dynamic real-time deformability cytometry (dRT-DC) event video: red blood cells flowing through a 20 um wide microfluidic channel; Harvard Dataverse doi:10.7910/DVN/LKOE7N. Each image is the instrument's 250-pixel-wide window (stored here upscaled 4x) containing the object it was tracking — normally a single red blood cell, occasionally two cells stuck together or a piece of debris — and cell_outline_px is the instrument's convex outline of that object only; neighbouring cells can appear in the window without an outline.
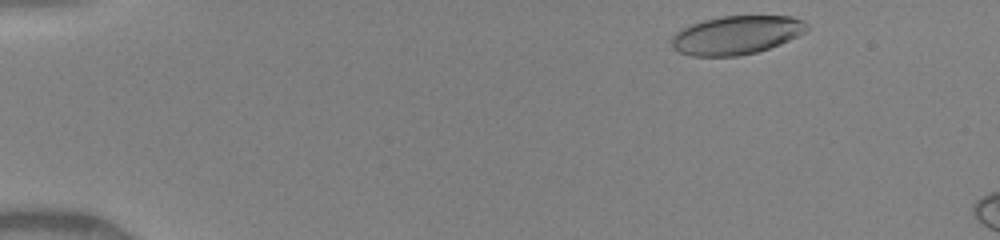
{"species": "human", "species_latin": "Homo sapiens", "temperature_condition": "warm", "stored_images_in_passage": 3, "camera_frame_rate_fps": 3000, "um_per_image_px": 0.085, "donor": {"sex": "female"}, "frame": {"image": 1, "passage_image": 1, "time_ms": 0.0, "image_size_px": [1000, 240], "cell_outline_px": [[808, 28], [804, 32], [780, 44], [756, 52], [740, 56], [692, 56], [680, 52], [672, 48], [672, 36], [676, 32], [692, 24], [704, 20], [724, 16], [792, 16], [804, 20], [808, 24]], "centroid_in_image_um": [62.6, 2.98], "position_along_channel_um": 22.4, "area_um2": 30.23}}